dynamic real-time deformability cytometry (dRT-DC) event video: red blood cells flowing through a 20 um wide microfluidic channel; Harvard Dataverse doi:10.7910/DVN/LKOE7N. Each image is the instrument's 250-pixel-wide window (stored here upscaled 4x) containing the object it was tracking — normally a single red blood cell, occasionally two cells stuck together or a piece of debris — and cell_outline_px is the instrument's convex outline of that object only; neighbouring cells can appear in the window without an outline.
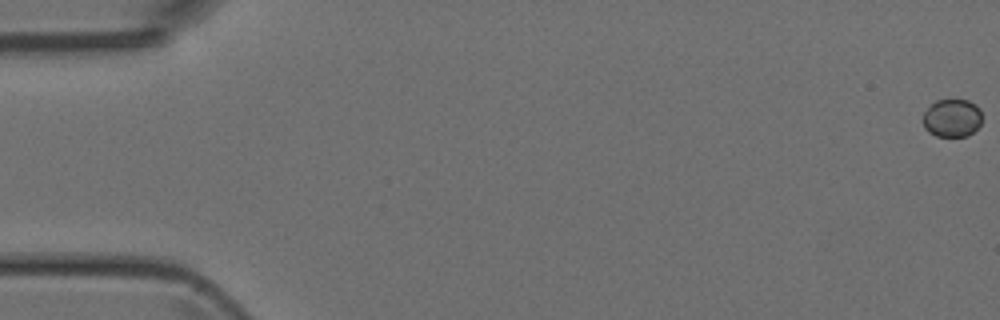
{"species": "Egyptian fruit bat (a non-hibernating species)", "species_latin": "Rousettus aegyptiacus", "temperature_condition": "room temperature", "stored_images_in_passage": 43, "camera_frame_rate_fps": 3000, "um_per_image_px": 0.085, "animal": {"sex": "female"}, "frame": {"image": 1, "passage_image": 1, "time_ms": 0.0, "image_size_px": [1000, 320], "cell_outline_px": [[980, 124], [968, 136], [936, 136], [928, 132], [924, 128], [924, 112], [936, 100], [968, 100], [976, 104], [980, 108]], "centroid_in_image_um": [80.92, 10.03], "position_along_channel_um": 4.1, "area_um2": 12.95}}
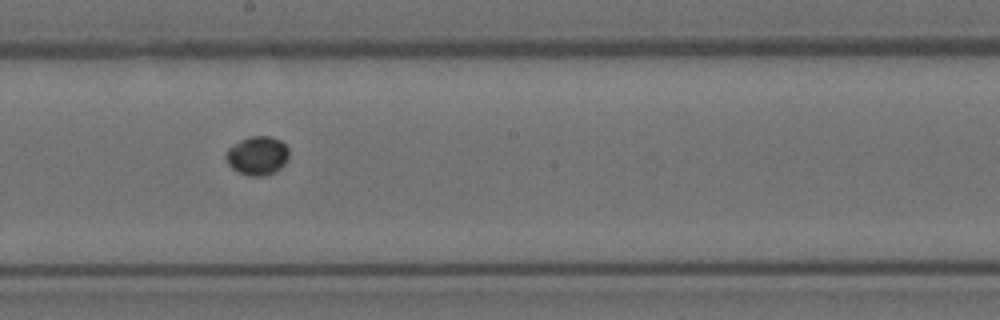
{"frame": {"image": 2, "passage_image": 28, "time_ms": 9.0, "image_size_px": [1000, 320], "cell_outline_px": [[288, 160], [280, 168], [264, 176], [252, 176], [240, 172], [232, 168], [228, 164], [224, 156], [228, 148], [240, 140], [248, 136], [272, 136], [280, 140], [288, 148]], "centroid_in_image_um": [21.87, 13.21], "position_along_channel_um": 226.3, "area_um2": 14.22}}
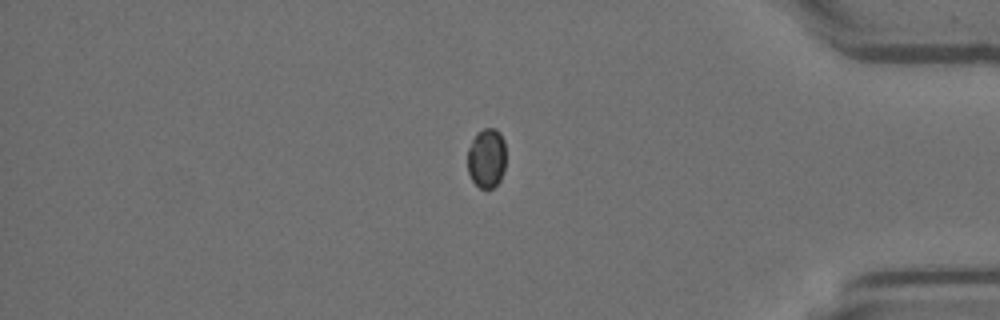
{"frame": {"image": 3, "passage_image": 42, "time_ms": 13.667, "image_size_px": [1000, 320], "cell_outline_px": [[504, 172], [500, 180], [492, 188], [480, 188], [472, 180], [468, 172], [468, 148], [472, 140], [484, 128], [496, 128], [500, 132], [504, 140]], "centroid_in_image_um": [41.36, 13.44], "position_along_channel_um": 393.8, "area_um2": 13.18}}